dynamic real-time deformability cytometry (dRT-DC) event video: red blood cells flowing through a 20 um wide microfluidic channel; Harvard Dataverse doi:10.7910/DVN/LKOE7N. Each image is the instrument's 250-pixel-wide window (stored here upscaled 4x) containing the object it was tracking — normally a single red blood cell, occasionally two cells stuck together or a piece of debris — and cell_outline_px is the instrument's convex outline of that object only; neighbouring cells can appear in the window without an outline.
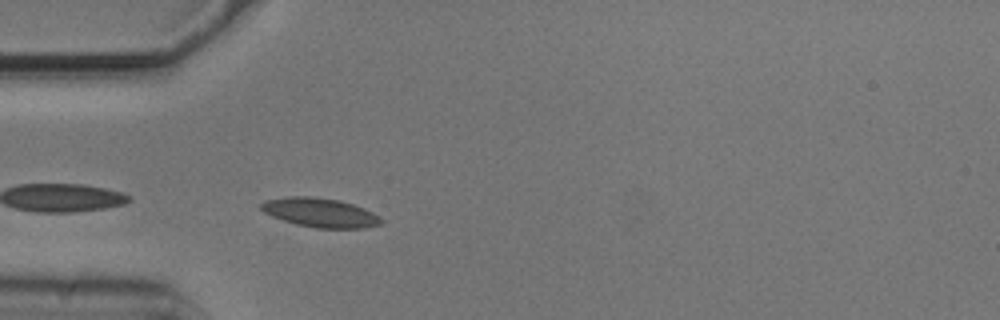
{"species": "common noctule bat (a hibernating species)", "species_latin": "Nyctalus noctula", "temperature_condition": "cold", "stored_images_in_passage": 32, "camera_frame_rate_fps": 3000, "um_per_image_px": 0.085, "animal": {"sex": "male", "body_mass_g": 20.5, "forearm_length_mm": 52.5}, "frame": {"image": 1, "passage_image": 2, "time_ms": 0.333, "image_size_px": [1000, 320], "cell_outline_px": [[384, 224], [364, 228], [316, 228], [296, 224], [272, 216], [264, 212], [260, 208], [260, 204], [264, 200], [288, 196], [308, 196], [340, 200], [364, 208], [380, 216], [384, 220]], "centroid_in_image_um": [27.24, 18.07], "position_along_channel_um": 57.8, "area_um2": 20.52}}
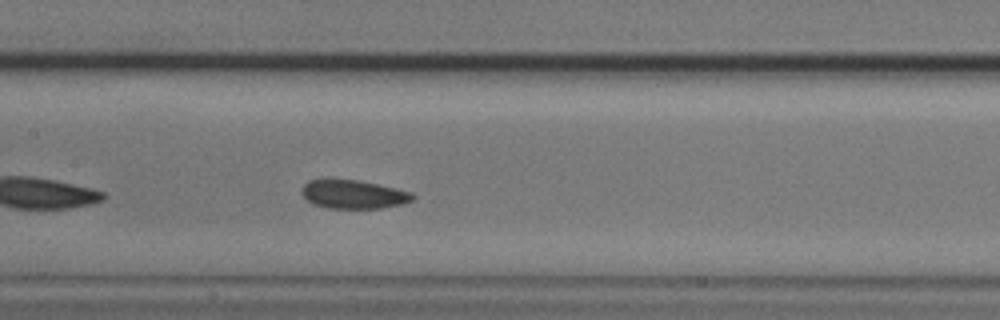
{"frame": {"image": 2, "passage_image": 12, "time_ms": 3.667, "image_size_px": [1000, 320], "cell_outline_px": [[416, 196], [412, 200], [404, 204], [380, 208], [328, 208], [312, 204], [300, 192], [304, 184], [308, 180], [360, 180], [396, 188], [412, 192]], "centroid_in_image_um": [30.07, 16.52], "position_along_channel_um": 177.3, "area_um2": 18.5}}
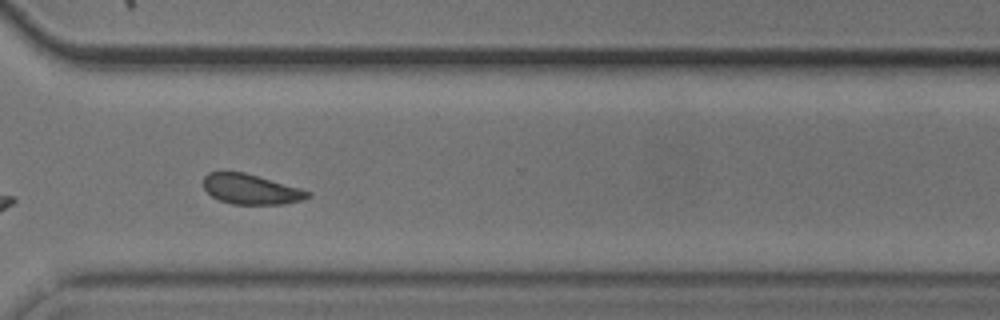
{"frame": {"image": 3, "passage_image": 26, "time_ms": 8.333, "image_size_px": [1000, 320], "cell_outline_px": [[312, 196], [300, 200], [284, 204], [232, 204], [220, 200], [212, 196], [204, 188], [204, 176], [208, 172], [244, 172], [312, 192]], "centroid_in_image_um": [21.32, 16.09], "position_along_channel_um": 349.3, "area_um2": 18.03}, "authors_computed_cell_mechanics": {"area_um2": 18.6694, "velocity_mm_per_s": 3.6971, "shape_relaxation_time_tau1_ms": 3.1064, "shape_relaxation_time_tau2_ms": 3.0171, "deformation_change_tau1": 0.0658, "deformation_change_tau2": 0.0792}}